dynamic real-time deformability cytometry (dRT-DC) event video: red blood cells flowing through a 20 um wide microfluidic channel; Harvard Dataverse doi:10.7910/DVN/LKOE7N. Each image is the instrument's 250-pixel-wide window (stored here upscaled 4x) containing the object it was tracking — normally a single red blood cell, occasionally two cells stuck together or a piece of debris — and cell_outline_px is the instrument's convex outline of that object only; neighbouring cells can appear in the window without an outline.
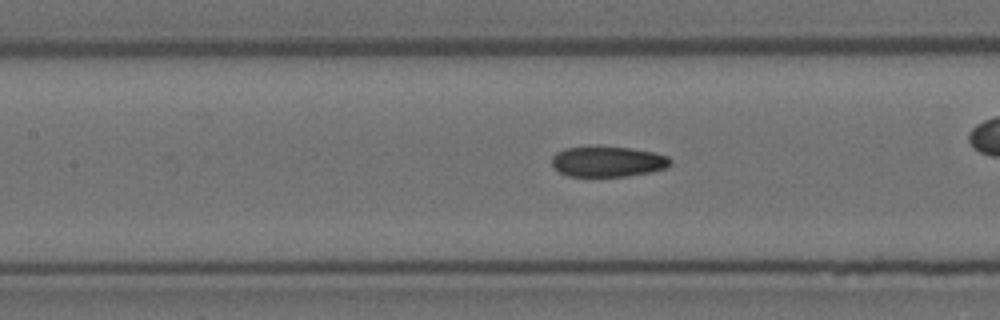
{"species": "Egyptian fruit bat (a non-hibernating species)", "species_latin": "Rousettus aegyptiacus", "temperature_condition": "room temperature", "stored_images_in_passage": 55, "camera_frame_rate_fps": 3000, "um_per_image_px": 0.085, "animal": {"sex": "female"}, "frame": {"image": 1, "passage_image": 24, "time_ms": 7.667, "image_size_px": [1000, 320], "cell_outline_px": [[672, 164], [664, 168], [652, 172], [628, 176], [568, 176], [560, 172], [552, 164], [552, 156], [556, 152], [564, 148], [588, 144], [596, 144], [632, 148], [652, 152], [668, 156], [672, 160]], "centroid_in_image_um": [51.64, 13.69], "position_along_channel_um": 155.8, "area_um2": 21.79}}
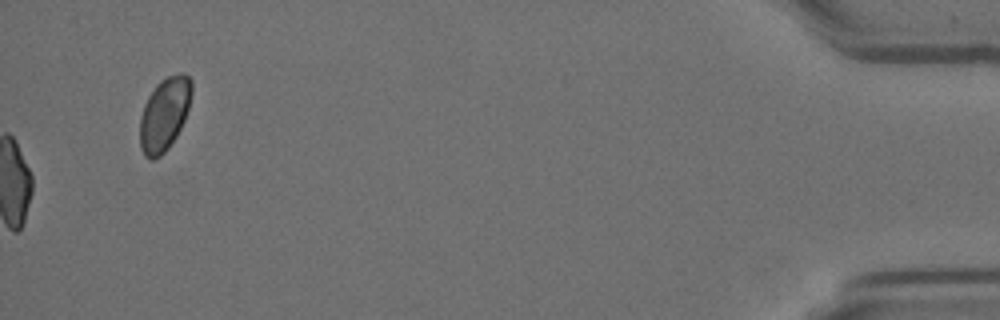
{"frame": {"image": 2, "passage_image": 55, "time_ms": 18.0, "image_size_px": [1000, 320], "cell_outline_px": [[192, 92], [188, 108], [184, 120], [176, 136], [168, 148], [160, 156], [152, 160], [148, 160], [144, 156], [140, 148], [140, 116], [144, 104], [148, 96], [156, 84], [160, 80], [168, 76], [180, 72], [184, 72], [192, 80]], "centroid_in_image_um": [13.96, 9.69], "position_along_channel_um": 421.2, "area_um2": 22.25}, "authors_computed_cell_mechanics": {"area_um2": 21.675, "velocity_mm_per_s": 3.7433, "shape_relaxation_time_tau1_ms": null, "shape_relaxation_time_tau2_ms": 2.5165, "deformation_change_tau1": null, "deformation_change_tau2": 0.0735}}